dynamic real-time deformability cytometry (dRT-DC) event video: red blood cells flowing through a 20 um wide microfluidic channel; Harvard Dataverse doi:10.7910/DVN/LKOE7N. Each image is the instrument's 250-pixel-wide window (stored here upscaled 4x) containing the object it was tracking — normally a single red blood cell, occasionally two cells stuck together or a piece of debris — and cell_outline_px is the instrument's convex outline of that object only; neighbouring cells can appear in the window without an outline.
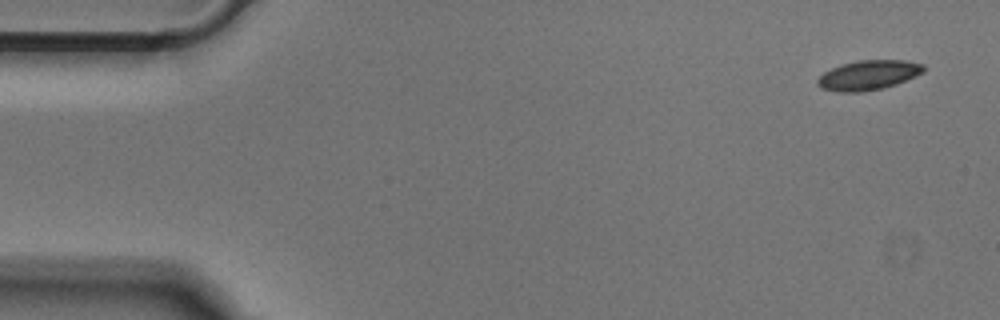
{"species": "Egyptian fruit bat (a non-hibernating species)", "species_latin": "Rousettus aegyptiacus", "temperature_condition": "cold", "stored_images_in_passage": 50, "camera_frame_rate_fps": 3000, "um_per_image_px": 0.085, "animal": {"sex": "male"}, "frame": {"image": 1, "passage_image": 1, "time_ms": 0.0, "image_size_px": [1000, 320], "cell_outline_px": [[924, 72], [896, 84], [884, 88], [860, 92], [840, 92], [820, 88], [816, 84], [816, 80], [824, 72], [840, 64], [856, 60], [904, 60], [924, 64]], "centroid_in_image_um": [73.79, 6.38], "position_along_channel_um": 11.2, "area_um2": 18.44}}
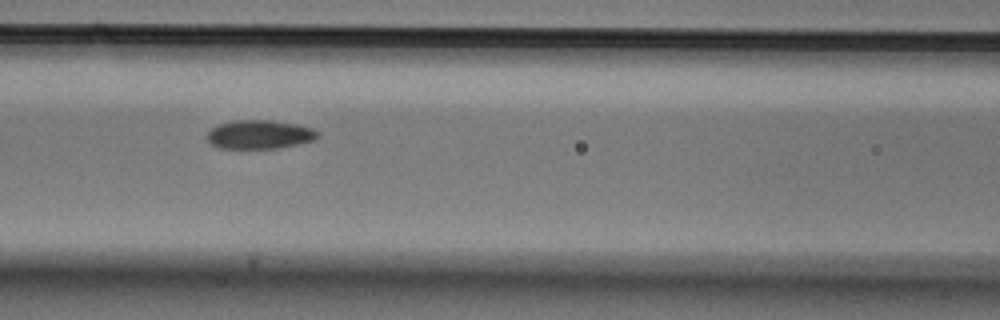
{"frame": {"image": 2, "passage_image": 20, "time_ms": 6.333, "image_size_px": [1000, 320], "cell_outline_px": [[320, 136], [312, 140], [296, 144], [276, 148], [220, 148], [212, 144], [208, 140], [208, 132], [216, 124], [232, 120], [272, 120], [296, 124], [312, 128], [320, 132]], "centroid_in_image_um": [22.06, 11.41], "position_along_channel_um": 144.5, "area_um2": 18.5}}
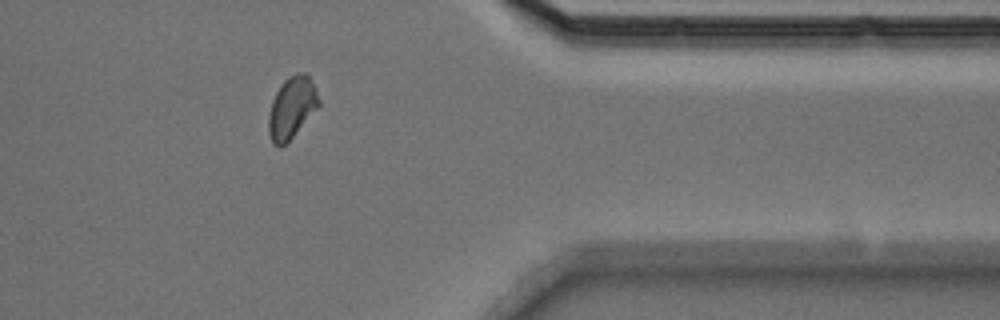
{"frame": {"image": 3, "passage_image": 40, "time_ms": 13.0, "image_size_px": [1000, 320], "cell_outline_px": [[320, 104], [292, 136], [280, 148], [272, 144], [268, 132], [268, 116], [272, 100], [276, 92], [284, 80], [288, 76], [296, 72], [304, 72], [308, 76], [316, 88], [320, 100]], "centroid_in_image_um": [24.78, 9.12], "position_along_channel_um": 386.6, "area_um2": 17.86}}